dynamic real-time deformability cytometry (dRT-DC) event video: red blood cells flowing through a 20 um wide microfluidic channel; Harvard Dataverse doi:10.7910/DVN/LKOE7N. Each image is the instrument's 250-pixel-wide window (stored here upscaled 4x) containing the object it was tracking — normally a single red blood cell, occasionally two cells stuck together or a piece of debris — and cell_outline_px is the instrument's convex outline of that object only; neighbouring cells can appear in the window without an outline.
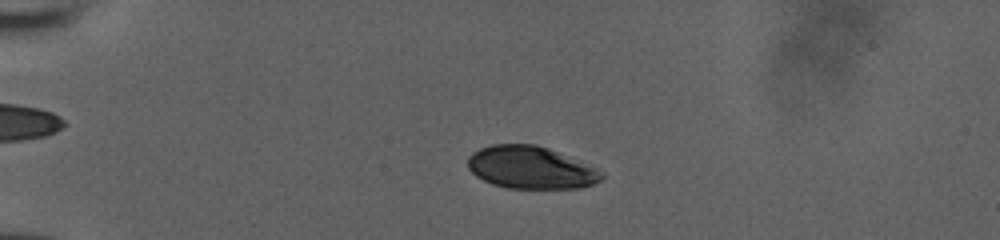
{"species": "human", "species_latin": "Homo sapiens", "temperature_condition": "room temperature", "stored_images_in_passage": 52, "camera_frame_rate_fps": 3000, "um_per_image_px": 0.085, "donor": {"sex": "male"}, "frame": {"image": 1, "passage_image": 14, "time_ms": 4.333, "image_size_px": [1000, 240], "cell_outline_px": [[604, 176], [600, 180], [592, 184], [580, 188], [508, 188], [492, 184], [476, 176], [468, 168], [468, 156], [472, 152], [480, 148], [492, 144], [536, 144], [548, 148], [604, 172]], "centroid_in_image_um": [45.07, 14.24], "position_along_channel_um": 39.9, "area_um2": 32.89}}
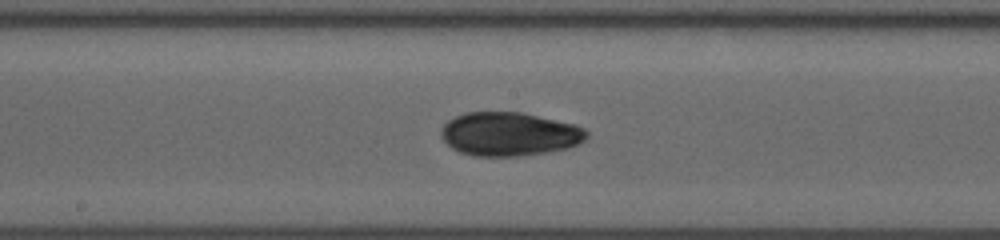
{"frame": {"image": 2, "passage_image": 30, "time_ms": 9.667, "image_size_px": [1000, 240], "cell_outline_px": [[588, 136], [584, 140], [568, 148], [548, 152], [520, 156], [472, 156], [460, 152], [452, 148], [440, 136], [440, 128], [448, 120], [464, 112], [524, 112], [576, 124], [584, 128], [588, 132]], "centroid_in_image_um": [43.29, 11.39], "position_along_channel_um": 204.9, "area_um2": 37.4}}
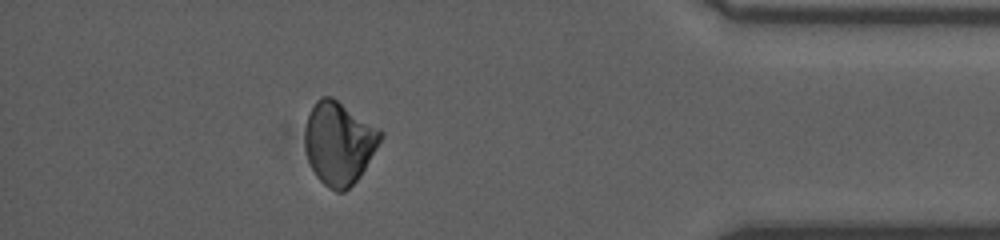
{"frame": {"image": 3, "passage_image": 47, "time_ms": 15.333, "image_size_px": [1000, 240], "cell_outline_px": [[384, 136], [360, 176], [344, 192], [336, 192], [328, 188], [316, 176], [308, 160], [304, 144], [304, 128], [308, 112], [316, 100], [320, 96], [332, 96], [380, 128], [384, 132]], "centroid_in_image_um": [28.8, 12.13], "position_along_channel_um": 406.4, "area_um2": 36.93}}